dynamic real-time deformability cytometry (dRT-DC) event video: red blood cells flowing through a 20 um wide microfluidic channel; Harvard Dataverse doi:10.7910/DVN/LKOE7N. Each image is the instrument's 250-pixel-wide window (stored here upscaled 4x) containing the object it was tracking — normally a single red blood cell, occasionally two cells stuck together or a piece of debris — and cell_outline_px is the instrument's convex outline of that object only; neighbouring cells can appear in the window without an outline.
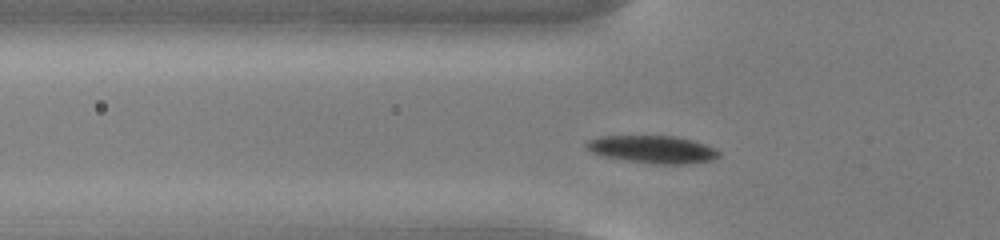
{"species": "common noctule bat (a hibernating species)", "species_latin": "Nyctalus noctula", "temperature_condition": "cold", "stored_images_in_passage": 45, "camera_frame_rate_fps": 3000, "um_per_image_px": 0.085, "animal": {"sex": "male", "body_mass_g": 13.0, "forearm_length_mm": 53.1}, "frame": {"image": 1, "passage_image": 9, "time_ms": 2.667, "image_size_px": [1000, 240], "cell_outline_px": [[720, 156], [712, 160], [688, 164], [652, 164], [604, 156], [592, 152], [584, 144], [588, 140], [600, 136], [676, 136], [692, 140], [716, 148], [720, 152]], "centroid_in_image_um": [55.51, 12.69], "position_along_channel_um": 70.3, "area_um2": 21.27}}
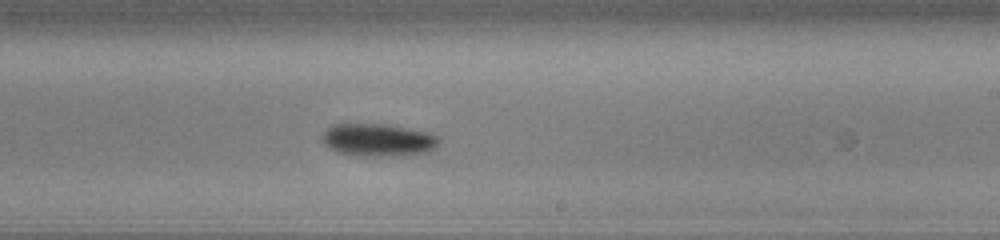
{"frame": {"image": 2, "passage_image": 24, "time_ms": 7.667, "image_size_px": [1000, 240], "cell_outline_px": [[440, 140], [436, 148], [428, 152], [412, 156], [356, 156], [336, 152], [328, 148], [324, 144], [324, 132], [332, 124], [388, 124], [428, 132], [440, 136]], "centroid_in_image_um": [32.2, 11.92], "position_along_channel_um": 256.8, "area_um2": 22.72}}
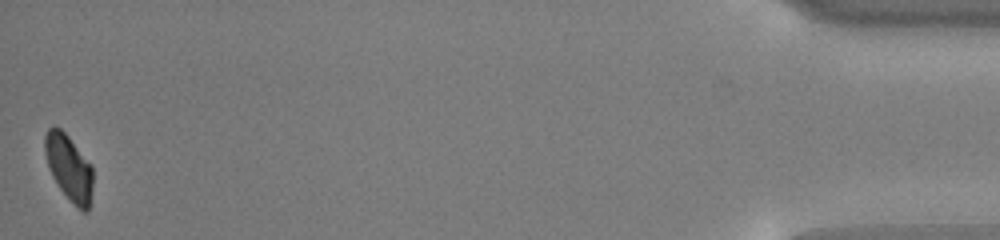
{"frame": {"image": 3, "passage_image": 45, "time_ms": 14.667, "image_size_px": [1000, 240], "cell_outline_px": [[92, 192], [88, 212], [84, 212], [56, 184], [52, 176], [44, 152], [44, 136], [48, 128], [52, 124], [60, 128], [68, 136], [92, 164]], "centroid_in_image_um": [5.85, 14.19], "position_along_channel_um": 429.3, "area_um2": 18.32}, "authors_computed_cell_mechanics": {"area_um2": 20.8658, "velocity_mm_per_s": 3.7532, "shape_relaxation_time_tau1_ms": 1.7532, "shape_relaxation_time_tau2_ms": null, "deformation_change_tau1": 0.0686, "deformation_change_tau2": null}}